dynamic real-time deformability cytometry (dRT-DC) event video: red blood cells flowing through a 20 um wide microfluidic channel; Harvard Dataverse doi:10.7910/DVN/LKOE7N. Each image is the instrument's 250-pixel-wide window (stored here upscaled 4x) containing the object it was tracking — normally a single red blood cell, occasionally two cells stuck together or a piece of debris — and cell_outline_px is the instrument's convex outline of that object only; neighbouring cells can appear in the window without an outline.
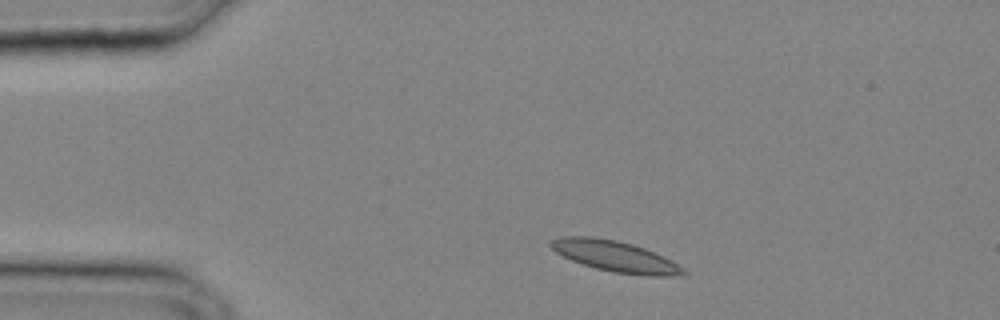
{"species": "common noctule bat (a hibernating species)", "species_latin": "Nyctalus noctula", "temperature_condition": "cold", "stored_images_in_passage": 27, "camera_frame_rate_fps": 3000, "um_per_image_px": 0.085, "animal": {"sex": "male", "body_mass_g": 20.4}, "frame": {"image": 1, "passage_image": 1, "time_ms": 0.0, "image_size_px": [1000, 320], "cell_outline_px": [[688, 272], [668, 276], [644, 276], [612, 272], [596, 268], [572, 260], [556, 252], [548, 244], [552, 240], [560, 236], [592, 236], [616, 240], [632, 244], [644, 248], [664, 256], [672, 260], [684, 268]], "centroid_in_image_um": [52.3, 21.78], "position_along_channel_um": 32.7, "area_um2": 23.81}}
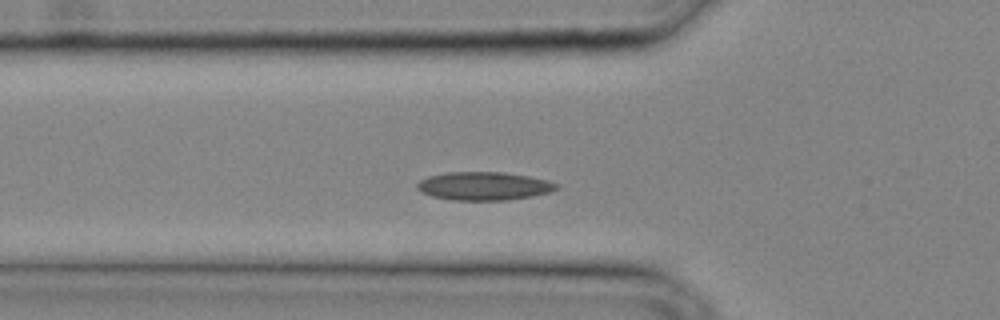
{"frame": {"image": 2, "passage_image": 6, "time_ms": 1.667, "image_size_px": [1000, 320], "cell_outline_px": [[560, 188], [548, 192], [532, 196], [508, 200], [452, 200], [432, 196], [416, 188], [416, 184], [420, 180], [428, 176], [448, 172], [504, 172], [528, 176], [548, 180], [560, 184]], "centroid_in_image_um": [41.16, 15.81], "position_along_channel_um": 84.6, "area_um2": 23.0}}
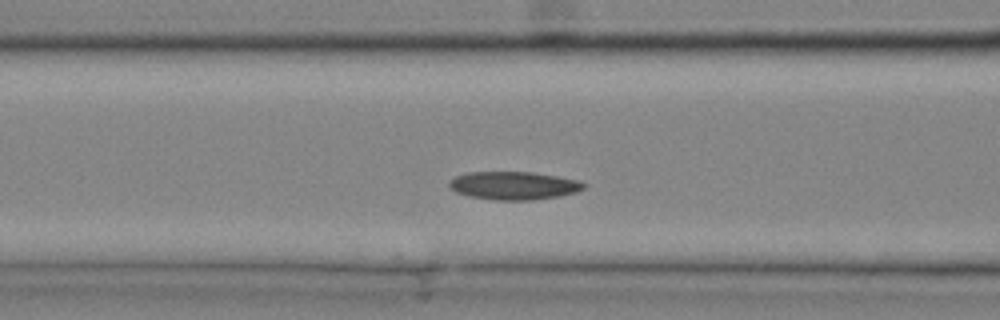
{"frame": {"image": 3, "passage_image": 8, "time_ms": 2.333, "image_size_px": [1000, 320], "cell_outline_px": [[588, 184], [584, 188], [576, 192], [560, 196], [532, 200], [492, 200], [468, 196], [456, 192], [448, 184], [456, 176], [468, 172], [532, 172], [580, 180]], "centroid_in_image_um": [43.71, 15.78], "position_along_channel_um": 122.9, "area_um2": 22.08}}